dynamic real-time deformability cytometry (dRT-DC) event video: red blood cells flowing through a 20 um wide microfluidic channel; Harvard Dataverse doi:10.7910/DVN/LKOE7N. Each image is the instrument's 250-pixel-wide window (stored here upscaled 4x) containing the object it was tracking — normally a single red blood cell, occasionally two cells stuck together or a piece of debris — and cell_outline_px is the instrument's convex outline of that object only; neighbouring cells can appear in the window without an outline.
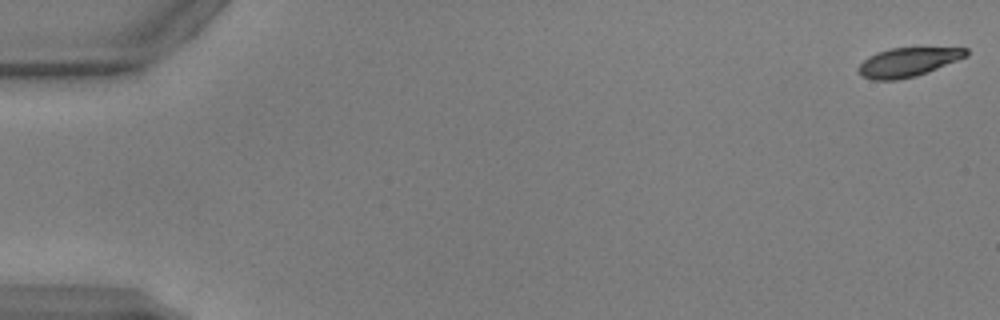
{"species": "common noctule bat (a hibernating species)", "species_latin": "Nyctalus noctula", "temperature_condition": "warm", "stored_images_in_passage": 52, "camera_frame_rate_fps": 3000, "um_per_image_px": 0.085, "animal": {"sex": "male", "body_mass_g": 17.9, "forearm_length_mm": 54.2}, "frame": {"image": 1, "passage_image": 1, "time_ms": 0.0, "image_size_px": [1000, 320], "cell_outline_px": [[968, 56], [928, 72], [916, 76], [896, 80], [872, 80], [860, 76], [856, 68], [868, 56], [876, 52], [892, 48], [968, 48]], "centroid_in_image_um": [77.13, 5.29], "position_along_channel_um": 7.9, "area_um2": 18.26}}
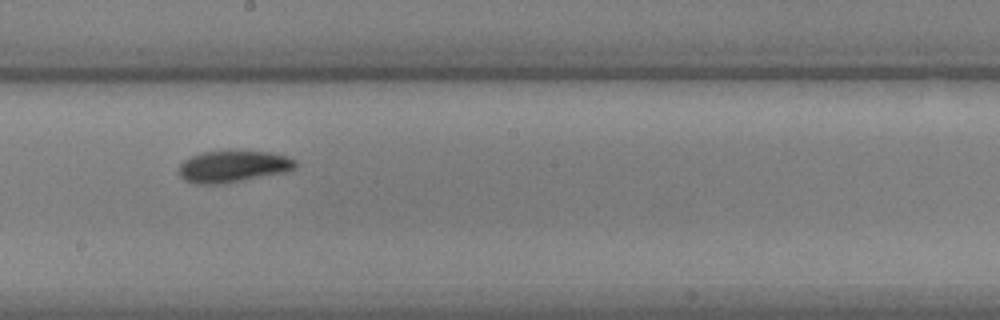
{"frame": {"image": 2, "passage_image": 30, "time_ms": 9.667, "image_size_px": [1000, 320], "cell_outline_px": [[296, 168], [288, 172], [224, 184], [196, 184], [184, 180], [180, 176], [180, 164], [184, 160], [192, 156], [204, 152], [272, 152], [288, 156], [296, 160]], "centroid_in_image_um": [19.86, 14.17], "position_along_channel_um": 228.3, "area_um2": 21.5}}
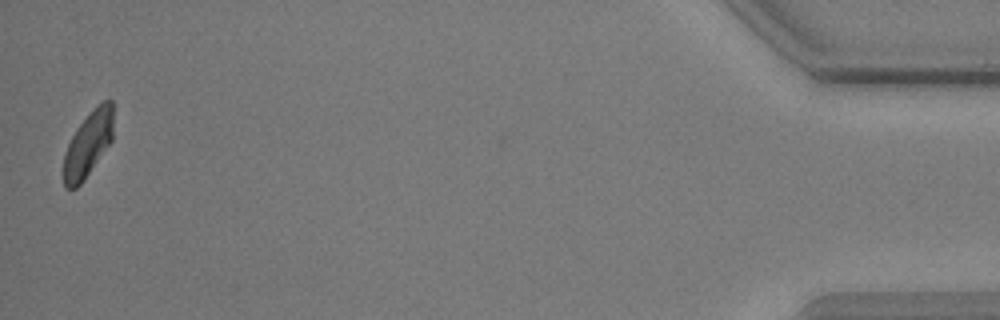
{"frame": {"image": 3, "passage_image": 52, "time_ms": 17.0, "image_size_px": [1000, 320], "cell_outline_px": [[112, 140], [84, 180], [76, 188], [64, 188], [64, 156], [68, 144], [76, 128], [96, 104], [104, 100], [112, 100]], "centroid_in_image_um": [7.48, 12.24], "position_along_channel_um": 427.7, "area_um2": 18.67}, "authors_computed_cell_mechanics": {"area_um2": 20.2589, "velocity_mm_per_s": 3.8885, "shape_relaxation_time_tau1_ms": 2.5029, "shape_relaxation_time_tau2_ms": 3.2019, "deformation_change_tau1": 0.1366, "deformation_change_tau2": 0.0783}}